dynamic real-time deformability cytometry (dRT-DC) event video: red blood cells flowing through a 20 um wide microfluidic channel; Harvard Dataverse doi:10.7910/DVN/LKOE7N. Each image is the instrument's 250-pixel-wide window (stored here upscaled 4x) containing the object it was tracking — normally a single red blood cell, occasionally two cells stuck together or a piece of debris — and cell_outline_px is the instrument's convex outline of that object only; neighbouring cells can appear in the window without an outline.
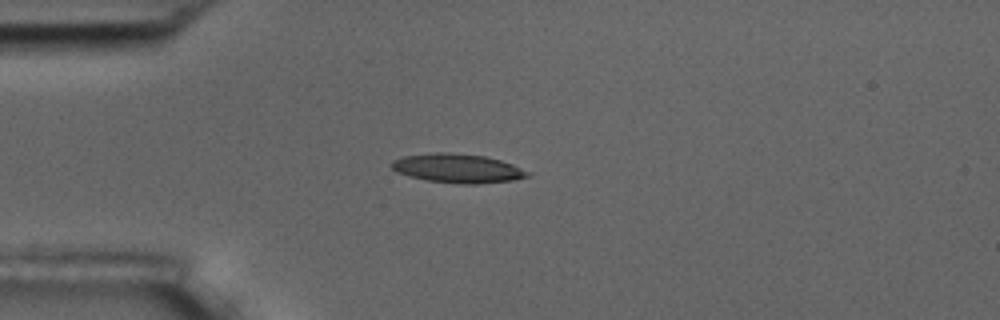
{"species": "common noctule bat (a hibernating species)", "species_latin": "Nyctalus noctula", "temperature_condition": "room temperature", "stored_images_in_passage": 14, "camera_frame_rate_fps": 3000, "um_per_image_px": 0.085, "animal": {"sex": "male", "body_mass_g": 17.5, "forearm_length_mm": 52.3}, "frame": {"image": 1, "passage_image": 3, "time_ms": 3.0, "image_size_px": [1000, 320], "cell_outline_px": [[532, 172], [528, 176], [512, 180], [476, 184], [464, 184], [428, 180], [408, 176], [396, 172], [388, 164], [392, 160], [404, 156], [436, 152], [448, 152], [484, 156], [500, 160], [512, 164]], "centroid_in_image_um": [38.87, 14.3], "position_along_channel_um": 46.1, "area_um2": 22.95}}
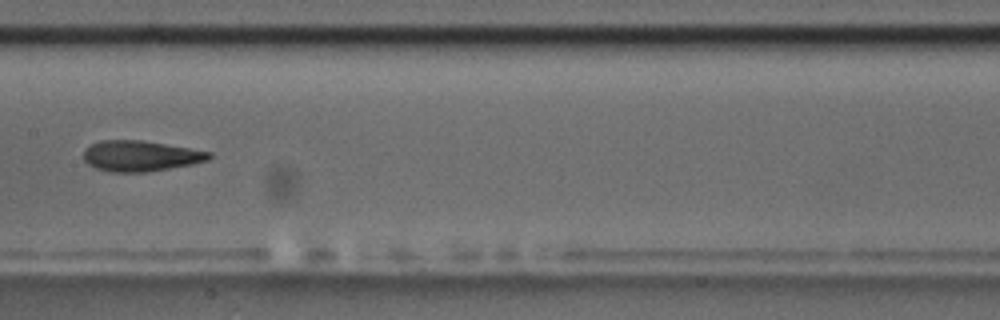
{"frame": {"image": 2, "passage_image": 7, "time_ms": 7.667, "image_size_px": [1000, 320], "cell_outline_px": [[212, 156], [208, 160], [192, 164], [148, 172], [112, 172], [96, 168], [88, 164], [84, 160], [84, 148], [100, 140], [140, 140], [212, 152]], "centroid_in_image_um": [11.92, 13.26], "position_along_channel_um": 195.5, "area_um2": 22.31}}
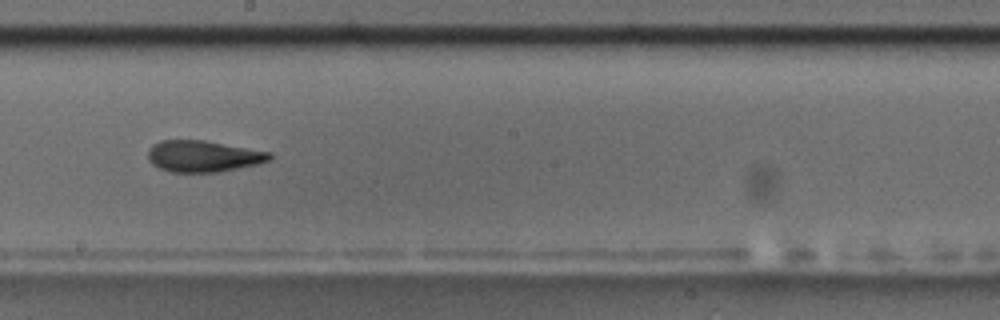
{"frame": {"image": 3, "passage_image": 8, "time_ms": 8.667, "image_size_px": [1000, 320], "cell_outline_px": [[272, 156], [268, 160], [260, 164], [220, 172], [172, 172], [160, 168], [152, 164], [148, 160], [148, 148], [152, 144], [160, 140], [204, 140], [272, 152]], "centroid_in_image_um": [17.27, 13.27], "position_along_channel_um": 230.9, "area_um2": 22.48}, "authors_computed_cell_mechanics": {"area_um2": 22.3975, "velocity_mm_per_s": 3.5703, "shape_relaxation_time_tau1_ms": 2.8018, "shape_relaxation_time_tau2_ms": 1.6775, "deformation_change_tau1": 0.1448, "deformation_change_tau2": 0.1053}}